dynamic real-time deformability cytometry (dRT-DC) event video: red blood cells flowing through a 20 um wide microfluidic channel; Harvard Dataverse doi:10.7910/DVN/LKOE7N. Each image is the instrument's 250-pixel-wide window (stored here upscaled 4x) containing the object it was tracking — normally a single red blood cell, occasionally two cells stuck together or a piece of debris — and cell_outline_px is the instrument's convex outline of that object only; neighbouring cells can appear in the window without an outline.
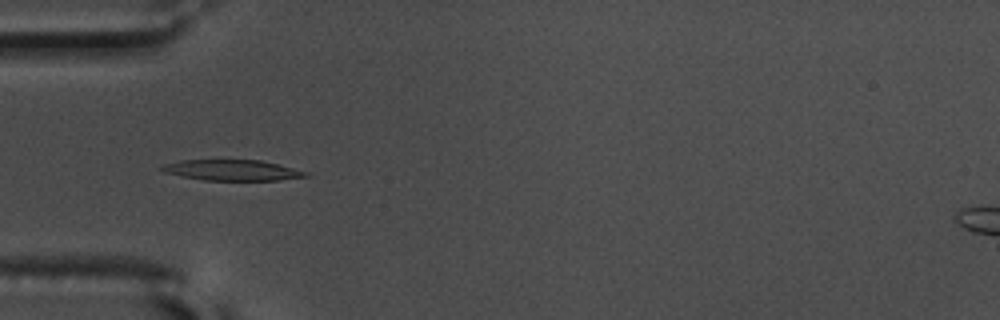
{"species": "common noctule bat (a hibernating species)", "species_latin": "Nyctalus noctula", "temperature_condition": "warm", "stored_images_in_passage": 47, "camera_frame_rate_fps": 3000, "um_per_image_px": 0.085, "animal": {"sex": "male", "body_mass_g": 17.5, "forearm_length_mm": 52.3}, "frame": {"image": 1, "passage_image": 9, "time_ms": 2.667, "image_size_px": [1000, 320], "cell_outline_px": [[312, 176], [280, 180], [204, 180], [164, 172], [156, 168], [164, 164], [180, 160], [260, 160], [308, 172]], "centroid_in_image_um": [19.73, 14.46], "position_along_channel_um": 65.3, "area_um2": 17.28}}
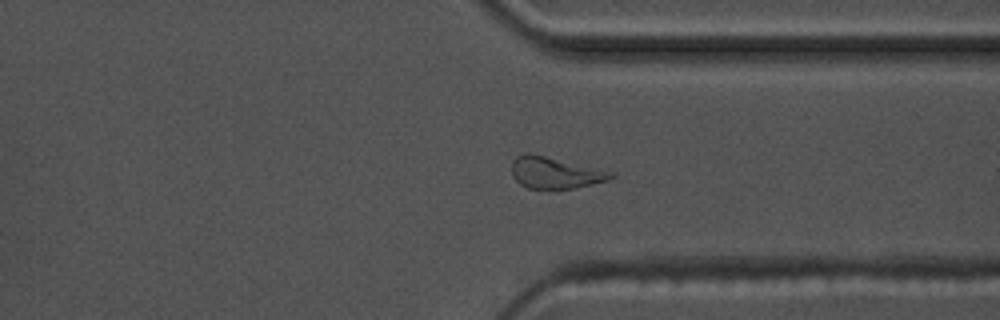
{"frame": {"image": 2, "passage_image": 34, "time_ms": 11.0, "image_size_px": [1000, 320], "cell_outline_px": [[616, 176], [608, 180], [592, 184], [552, 192], [528, 188], [520, 184], [512, 176], [512, 160], [516, 156], [528, 152], [616, 172]], "centroid_in_image_um": [47.18, 14.72], "position_along_channel_um": 364.2, "area_um2": 18.84}}
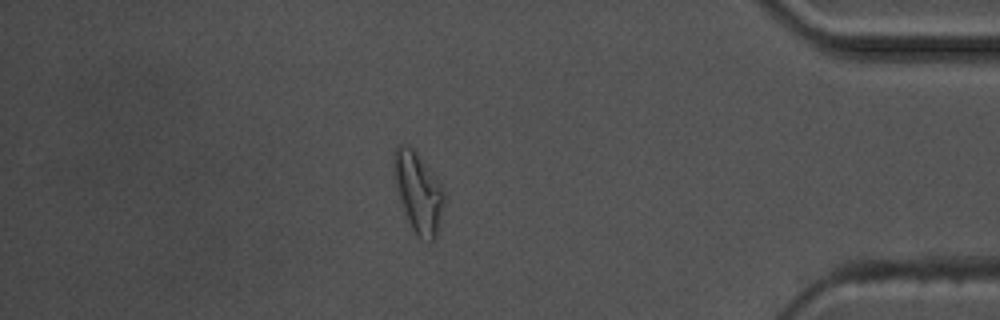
{"frame": {"image": 3, "passage_image": 40, "time_ms": 13.0, "image_size_px": [1000, 320], "cell_outline_px": [[444, 204], [436, 236], [432, 240], [420, 240], [416, 236], [408, 220], [400, 196], [392, 168], [396, 148], [400, 144], [404, 144], [412, 148], [416, 152], [444, 188]], "centroid_in_image_um": [35.57, 16.36], "position_along_channel_um": 399.6, "area_um2": 22.89}}